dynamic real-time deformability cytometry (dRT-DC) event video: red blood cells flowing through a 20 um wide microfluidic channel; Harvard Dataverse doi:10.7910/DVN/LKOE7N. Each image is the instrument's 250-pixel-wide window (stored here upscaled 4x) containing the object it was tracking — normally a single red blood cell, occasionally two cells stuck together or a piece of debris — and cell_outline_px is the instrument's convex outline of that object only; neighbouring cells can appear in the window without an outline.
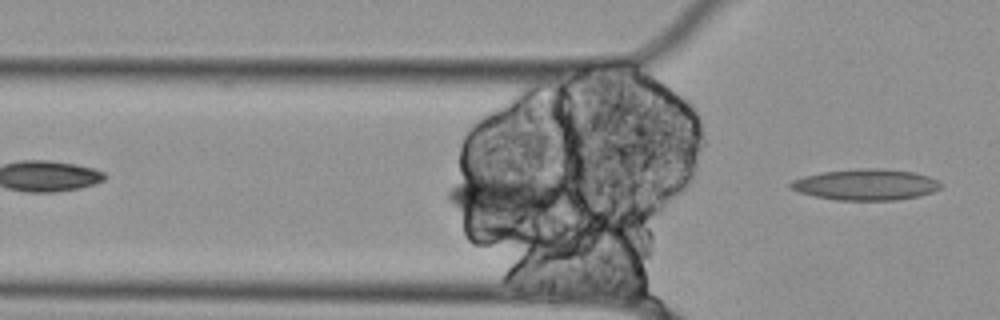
{"species": "Egyptian fruit bat (a non-hibernating species)", "species_latin": "Rousettus aegyptiacus", "temperature_condition": "cold", "stored_images_in_passage": 56, "camera_frame_rate_fps": 3000, "um_per_image_px": 0.085, "animal": {"sex": "female"}, "frame": {"image": 1, "passage_image": 17, "time_ms": 5.333, "image_size_px": [1000, 320], "cell_outline_px": [[572, 196], [520, 240], [504, 240], [460, 212], [448, 200], [448, 188], [472, 172], [512, 172], [552, 184], [564, 188]], "centroid_in_image_um": [43.04, 17.15], "position_along_channel_um": 82.8, "area_um2": 39.77}, "authors_computed_cell_mechanics": {"area_um2": 20.23, "velocity_mm_per_s": 3.4809, "shape_relaxation_time_tau1_ms": 0.0317, "shape_relaxation_time_tau2_ms": null, "deformation_change_tau1": 0.0308, "deformation_change_tau2": null}}